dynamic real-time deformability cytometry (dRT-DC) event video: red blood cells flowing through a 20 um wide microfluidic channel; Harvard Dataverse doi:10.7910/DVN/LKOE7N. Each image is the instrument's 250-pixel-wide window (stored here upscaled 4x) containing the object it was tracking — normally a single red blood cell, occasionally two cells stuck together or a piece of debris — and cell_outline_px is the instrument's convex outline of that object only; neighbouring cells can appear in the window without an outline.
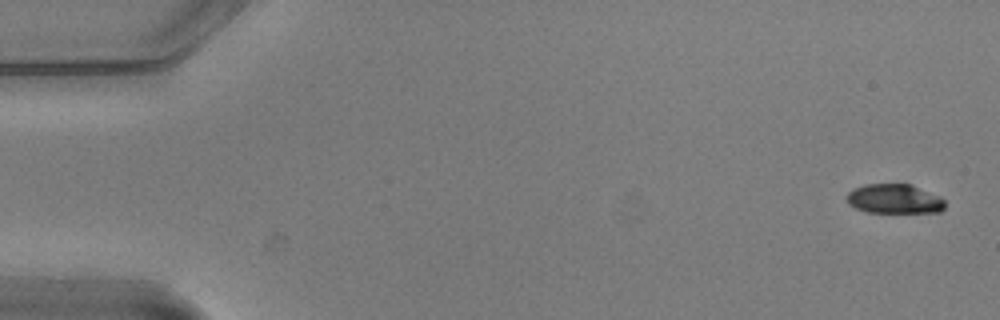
{"species": "common noctule bat (a hibernating species)", "species_latin": "Nyctalus noctula", "temperature_condition": "warm", "stored_images_in_passage": 6, "camera_frame_rate_fps": 3000, "um_per_image_px": 0.085, "animal": {"sex": "male", "body_mass_g": 20.5, "forearm_length_mm": 52.5}, "frame": {"image": 1, "passage_image": 1, "time_ms": 0.0, "image_size_px": [1000, 320], "cell_outline_px": [[944, 208], [940, 212], [868, 212], [856, 208], [848, 204], [848, 192], [852, 188], [864, 184], [912, 184], [940, 196], [944, 200]], "centroid_in_image_um": [76.02, 16.89], "position_along_channel_um": 9.0, "area_um2": 16.88}}
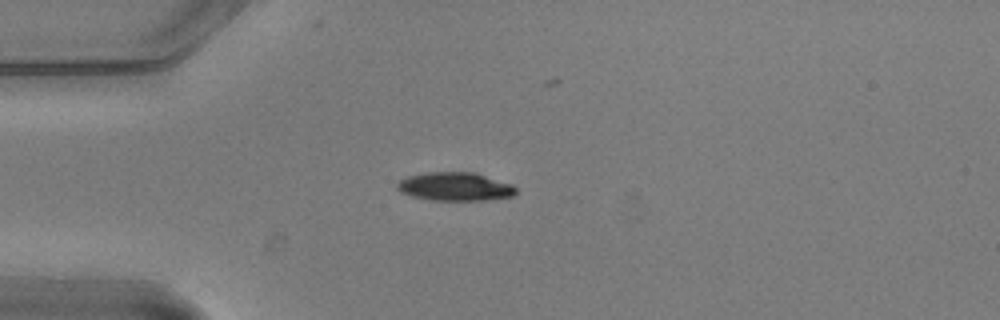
{"frame": {"image": 2, "passage_image": 4, "time_ms": 1.0, "image_size_px": [1000, 320], "cell_outline_px": [[516, 192], [512, 196], [484, 200], [432, 200], [412, 196], [400, 192], [396, 188], [396, 184], [400, 180], [408, 176], [428, 172], [476, 172], [512, 184], [516, 188]], "centroid_in_image_um": [38.67, 15.85], "position_along_channel_um": 46.3, "area_um2": 19.71}}
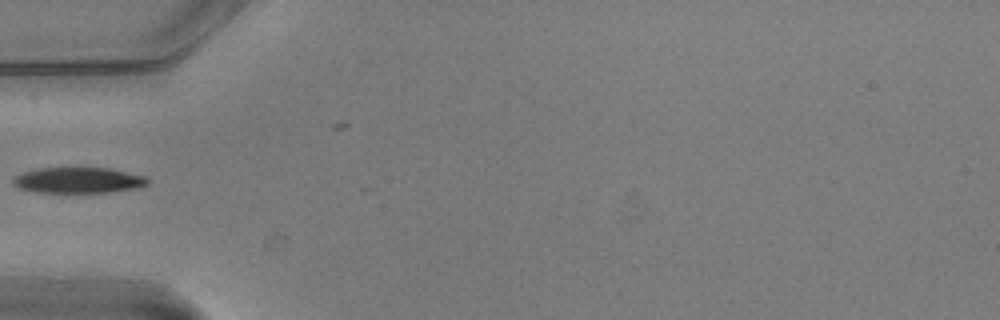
{"frame": {"image": 3, "passage_image": 5, "time_ms": 1.333, "image_size_px": [1000, 320], "cell_outline_px": [[148, 184], [140, 188], [108, 192], [40, 192], [20, 188], [12, 184], [12, 180], [16, 176], [24, 172], [40, 168], [108, 168], [144, 176], [148, 180]], "centroid_in_image_um": [6.68, 15.32], "position_along_channel_um": 78.3, "area_um2": 19.94}}